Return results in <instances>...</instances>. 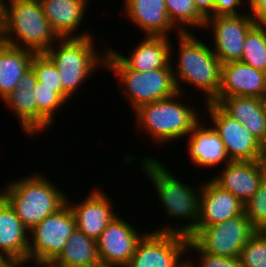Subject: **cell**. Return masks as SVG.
<instances>
[{
    "instance_id": "obj_1",
    "label": "cell",
    "mask_w": 266,
    "mask_h": 267,
    "mask_svg": "<svg viewBox=\"0 0 266 267\" xmlns=\"http://www.w3.org/2000/svg\"><path fill=\"white\" fill-rule=\"evenodd\" d=\"M140 170L151 181L157 193L158 201L166 212V217L187 220V224L171 225L153 229L157 232H172L187 235L188 237L196 230L199 219V196L201 186L196 187L182 182L173 175L164 162L150 156L142 157Z\"/></svg>"
},
{
    "instance_id": "obj_2",
    "label": "cell",
    "mask_w": 266,
    "mask_h": 267,
    "mask_svg": "<svg viewBox=\"0 0 266 267\" xmlns=\"http://www.w3.org/2000/svg\"><path fill=\"white\" fill-rule=\"evenodd\" d=\"M177 40L180 48L177 63L170 60V64L178 92L184 94L182 86L187 83L203 93V103L213 102L221 85V62L209 44L199 40L194 32L180 33Z\"/></svg>"
},
{
    "instance_id": "obj_3",
    "label": "cell",
    "mask_w": 266,
    "mask_h": 267,
    "mask_svg": "<svg viewBox=\"0 0 266 267\" xmlns=\"http://www.w3.org/2000/svg\"><path fill=\"white\" fill-rule=\"evenodd\" d=\"M187 94L177 92L174 96L138 106L135 115L136 128L149 135L154 143L187 139L194 126L203 118L193 105L182 100ZM182 101V102H181ZM185 136V137H184Z\"/></svg>"
},
{
    "instance_id": "obj_4",
    "label": "cell",
    "mask_w": 266,
    "mask_h": 267,
    "mask_svg": "<svg viewBox=\"0 0 266 267\" xmlns=\"http://www.w3.org/2000/svg\"><path fill=\"white\" fill-rule=\"evenodd\" d=\"M43 175V176H42ZM39 172L6 184L0 194L14 208L22 224L30 231L48 215L67 203V196Z\"/></svg>"
},
{
    "instance_id": "obj_5",
    "label": "cell",
    "mask_w": 266,
    "mask_h": 267,
    "mask_svg": "<svg viewBox=\"0 0 266 267\" xmlns=\"http://www.w3.org/2000/svg\"><path fill=\"white\" fill-rule=\"evenodd\" d=\"M58 39L39 0L5 1L4 25L0 33L2 42L45 53Z\"/></svg>"
},
{
    "instance_id": "obj_6",
    "label": "cell",
    "mask_w": 266,
    "mask_h": 267,
    "mask_svg": "<svg viewBox=\"0 0 266 267\" xmlns=\"http://www.w3.org/2000/svg\"><path fill=\"white\" fill-rule=\"evenodd\" d=\"M92 37L93 35L59 38L45 52L57 67L62 88L70 97L76 94L75 92L89 80L90 76L92 77L98 67L101 69L106 67L108 47L102 53H97L95 40Z\"/></svg>"
},
{
    "instance_id": "obj_7",
    "label": "cell",
    "mask_w": 266,
    "mask_h": 267,
    "mask_svg": "<svg viewBox=\"0 0 266 267\" xmlns=\"http://www.w3.org/2000/svg\"><path fill=\"white\" fill-rule=\"evenodd\" d=\"M105 69L118 77L117 83L132 111L142 104L163 100L178 92L171 67L145 72L131 70L108 48Z\"/></svg>"
},
{
    "instance_id": "obj_8",
    "label": "cell",
    "mask_w": 266,
    "mask_h": 267,
    "mask_svg": "<svg viewBox=\"0 0 266 267\" xmlns=\"http://www.w3.org/2000/svg\"><path fill=\"white\" fill-rule=\"evenodd\" d=\"M76 229L75 216L66 203L29 231L27 258L37 267H48L63 251Z\"/></svg>"
},
{
    "instance_id": "obj_9",
    "label": "cell",
    "mask_w": 266,
    "mask_h": 267,
    "mask_svg": "<svg viewBox=\"0 0 266 267\" xmlns=\"http://www.w3.org/2000/svg\"><path fill=\"white\" fill-rule=\"evenodd\" d=\"M256 231L244 211L226 221L196 229L189 239L206 253L239 258L241 250Z\"/></svg>"
},
{
    "instance_id": "obj_10",
    "label": "cell",
    "mask_w": 266,
    "mask_h": 267,
    "mask_svg": "<svg viewBox=\"0 0 266 267\" xmlns=\"http://www.w3.org/2000/svg\"><path fill=\"white\" fill-rule=\"evenodd\" d=\"M204 105L230 161L266 160V147L243 124L231 117L216 102H207Z\"/></svg>"
},
{
    "instance_id": "obj_11",
    "label": "cell",
    "mask_w": 266,
    "mask_h": 267,
    "mask_svg": "<svg viewBox=\"0 0 266 267\" xmlns=\"http://www.w3.org/2000/svg\"><path fill=\"white\" fill-rule=\"evenodd\" d=\"M188 241L184 234L147 230L126 267H187L182 257L188 252Z\"/></svg>"
},
{
    "instance_id": "obj_12",
    "label": "cell",
    "mask_w": 266,
    "mask_h": 267,
    "mask_svg": "<svg viewBox=\"0 0 266 267\" xmlns=\"http://www.w3.org/2000/svg\"><path fill=\"white\" fill-rule=\"evenodd\" d=\"M255 25L248 11L247 14L211 16L206 19L204 28L214 32L211 48L221 64L241 61L245 37Z\"/></svg>"
},
{
    "instance_id": "obj_13",
    "label": "cell",
    "mask_w": 266,
    "mask_h": 267,
    "mask_svg": "<svg viewBox=\"0 0 266 267\" xmlns=\"http://www.w3.org/2000/svg\"><path fill=\"white\" fill-rule=\"evenodd\" d=\"M117 216L108 224L96 240L98 256L101 264L126 267L138 241L147 232L137 230L132 223Z\"/></svg>"
},
{
    "instance_id": "obj_14",
    "label": "cell",
    "mask_w": 266,
    "mask_h": 267,
    "mask_svg": "<svg viewBox=\"0 0 266 267\" xmlns=\"http://www.w3.org/2000/svg\"><path fill=\"white\" fill-rule=\"evenodd\" d=\"M222 169L210 179L245 205L266 177V160L230 161Z\"/></svg>"
},
{
    "instance_id": "obj_15",
    "label": "cell",
    "mask_w": 266,
    "mask_h": 267,
    "mask_svg": "<svg viewBox=\"0 0 266 267\" xmlns=\"http://www.w3.org/2000/svg\"><path fill=\"white\" fill-rule=\"evenodd\" d=\"M71 200L72 198L67 196V203L75 216L77 229L95 241L113 218L118 215L113 208L112 200L103 193L101 188L99 190L96 187L93 188L92 192L77 204L76 201L73 203Z\"/></svg>"
},
{
    "instance_id": "obj_16",
    "label": "cell",
    "mask_w": 266,
    "mask_h": 267,
    "mask_svg": "<svg viewBox=\"0 0 266 267\" xmlns=\"http://www.w3.org/2000/svg\"><path fill=\"white\" fill-rule=\"evenodd\" d=\"M265 94L266 72L241 61H233L221 66V85L213 102L233 96L263 98Z\"/></svg>"
},
{
    "instance_id": "obj_17",
    "label": "cell",
    "mask_w": 266,
    "mask_h": 267,
    "mask_svg": "<svg viewBox=\"0 0 266 267\" xmlns=\"http://www.w3.org/2000/svg\"><path fill=\"white\" fill-rule=\"evenodd\" d=\"M199 219L196 229L226 221L244 212V204L230 191L216 185L211 179L201 183Z\"/></svg>"
},
{
    "instance_id": "obj_18",
    "label": "cell",
    "mask_w": 266,
    "mask_h": 267,
    "mask_svg": "<svg viewBox=\"0 0 266 267\" xmlns=\"http://www.w3.org/2000/svg\"><path fill=\"white\" fill-rule=\"evenodd\" d=\"M203 117L187 136L188 156L192 164L199 168L215 167L230 162L219 133L211 125L208 127ZM204 120V121H203ZM206 125V126H205Z\"/></svg>"
},
{
    "instance_id": "obj_19",
    "label": "cell",
    "mask_w": 266,
    "mask_h": 267,
    "mask_svg": "<svg viewBox=\"0 0 266 267\" xmlns=\"http://www.w3.org/2000/svg\"><path fill=\"white\" fill-rule=\"evenodd\" d=\"M123 12L144 36H166L172 31L180 32L169 20L164 0H124ZM170 32V33H169Z\"/></svg>"
},
{
    "instance_id": "obj_20",
    "label": "cell",
    "mask_w": 266,
    "mask_h": 267,
    "mask_svg": "<svg viewBox=\"0 0 266 267\" xmlns=\"http://www.w3.org/2000/svg\"><path fill=\"white\" fill-rule=\"evenodd\" d=\"M168 38L170 39V36H144V39L133 47L129 56L122 55L111 47L109 49L131 70L151 71L171 67L170 60L174 50Z\"/></svg>"
},
{
    "instance_id": "obj_21",
    "label": "cell",
    "mask_w": 266,
    "mask_h": 267,
    "mask_svg": "<svg viewBox=\"0 0 266 267\" xmlns=\"http://www.w3.org/2000/svg\"><path fill=\"white\" fill-rule=\"evenodd\" d=\"M45 17L59 38L91 36L89 31L76 34L80 29L89 0H39ZM85 15V16H84Z\"/></svg>"
},
{
    "instance_id": "obj_22",
    "label": "cell",
    "mask_w": 266,
    "mask_h": 267,
    "mask_svg": "<svg viewBox=\"0 0 266 267\" xmlns=\"http://www.w3.org/2000/svg\"><path fill=\"white\" fill-rule=\"evenodd\" d=\"M36 74L30 68L22 77L17 88L3 102L12 109L24 133L37 136V104L35 99Z\"/></svg>"
},
{
    "instance_id": "obj_23",
    "label": "cell",
    "mask_w": 266,
    "mask_h": 267,
    "mask_svg": "<svg viewBox=\"0 0 266 267\" xmlns=\"http://www.w3.org/2000/svg\"><path fill=\"white\" fill-rule=\"evenodd\" d=\"M218 104L266 147V109L262 98L225 97Z\"/></svg>"
},
{
    "instance_id": "obj_24",
    "label": "cell",
    "mask_w": 266,
    "mask_h": 267,
    "mask_svg": "<svg viewBox=\"0 0 266 267\" xmlns=\"http://www.w3.org/2000/svg\"><path fill=\"white\" fill-rule=\"evenodd\" d=\"M29 230L0 194V252L6 257L27 258Z\"/></svg>"
},
{
    "instance_id": "obj_25",
    "label": "cell",
    "mask_w": 266,
    "mask_h": 267,
    "mask_svg": "<svg viewBox=\"0 0 266 267\" xmlns=\"http://www.w3.org/2000/svg\"><path fill=\"white\" fill-rule=\"evenodd\" d=\"M35 52L8 45L0 40V97L13 92L23 75L31 68Z\"/></svg>"
},
{
    "instance_id": "obj_26",
    "label": "cell",
    "mask_w": 266,
    "mask_h": 267,
    "mask_svg": "<svg viewBox=\"0 0 266 267\" xmlns=\"http://www.w3.org/2000/svg\"><path fill=\"white\" fill-rule=\"evenodd\" d=\"M100 264L96 241L76 229L48 267H95Z\"/></svg>"
},
{
    "instance_id": "obj_27",
    "label": "cell",
    "mask_w": 266,
    "mask_h": 267,
    "mask_svg": "<svg viewBox=\"0 0 266 267\" xmlns=\"http://www.w3.org/2000/svg\"><path fill=\"white\" fill-rule=\"evenodd\" d=\"M169 20L180 33L193 28L204 29L206 19L198 12L194 0H164Z\"/></svg>"
},
{
    "instance_id": "obj_28",
    "label": "cell",
    "mask_w": 266,
    "mask_h": 267,
    "mask_svg": "<svg viewBox=\"0 0 266 267\" xmlns=\"http://www.w3.org/2000/svg\"><path fill=\"white\" fill-rule=\"evenodd\" d=\"M34 92L37 104V134H39L55 123L56 115L66 102L55 92V88L41 86L40 82H37Z\"/></svg>"
},
{
    "instance_id": "obj_29",
    "label": "cell",
    "mask_w": 266,
    "mask_h": 267,
    "mask_svg": "<svg viewBox=\"0 0 266 267\" xmlns=\"http://www.w3.org/2000/svg\"><path fill=\"white\" fill-rule=\"evenodd\" d=\"M241 62L266 72V26L255 25L247 33Z\"/></svg>"
},
{
    "instance_id": "obj_30",
    "label": "cell",
    "mask_w": 266,
    "mask_h": 267,
    "mask_svg": "<svg viewBox=\"0 0 266 267\" xmlns=\"http://www.w3.org/2000/svg\"><path fill=\"white\" fill-rule=\"evenodd\" d=\"M31 68L41 86L55 88V92L66 104L68 103L71 97L63 90L57 67L45 53H35L31 61Z\"/></svg>"
},
{
    "instance_id": "obj_31",
    "label": "cell",
    "mask_w": 266,
    "mask_h": 267,
    "mask_svg": "<svg viewBox=\"0 0 266 267\" xmlns=\"http://www.w3.org/2000/svg\"><path fill=\"white\" fill-rule=\"evenodd\" d=\"M241 267H266V238L257 230L240 253Z\"/></svg>"
},
{
    "instance_id": "obj_32",
    "label": "cell",
    "mask_w": 266,
    "mask_h": 267,
    "mask_svg": "<svg viewBox=\"0 0 266 267\" xmlns=\"http://www.w3.org/2000/svg\"><path fill=\"white\" fill-rule=\"evenodd\" d=\"M244 211L256 230L266 225V177L253 197L244 205Z\"/></svg>"
},
{
    "instance_id": "obj_33",
    "label": "cell",
    "mask_w": 266,
    "mask_h": 267,
    "mask_svg": "<svg viewBox=\"0 0 266 267\" xmlns=\"http://www.w3.org/2000/svg\"><path fill=\"white\" fill-rule=\"evenodd\" d=\"M187 250L196 251L199 256L198 265L195 260L186 259L187 267H240V259L233 257H223L219 255H212L201 250L191 239L187 244ZM193 261V262H192Z\"/></svg>"
},
{
    "instance_id": "obj_34",
    "label": "cell",
    "mask_w": 266,
    "mask_h": 267,
    "mask_svg": "<svg viewBox=\"0 0 266 267\" xmlns=\"http://www.w3.org/2000/svg\"><path fill=\"white\" fill-rule=\"evenodd\" d=\"M245 3L243 0H214V16L240 15L238 7Z\"/></svg>"
},
{
    "instance_id": "obj_35",
    "label": "cell",
    "mask_w": 266,
    "mask_h": 267,
    "mask_svg": "<svg viewBox=\"0 0 266 267\" xmlns=\"http://www.w3.org/2000/svg\"><path fill=\"white\" fill-rule=\"evenodd\" d=\"M256 25L266 26V0H245Z\"/></svg>"
},
{
    "instance_id": "obj_36",
    "label": "cell",
    "mask_w": 266,
    "mask_h": 267,
    "mask_svg": "<svg viewBox=\"0 0 266 267\" xmlns=\"http://www.w3.org/2000/svg\"><path fill=\"white\" fill-rule=\"evenodd\" d=\"M194 1L198 12L205 19L214 16V0H194Z\"/></svg>"
},
{
    "instance_id": "obj_37",
    "label": "cell",
    "mask_w": 266,
    "mask_h": 267,
    "mask_svg": "<svg viewBox=\"0 0 266 267\" xmlns=\"http://www.w3.org/2000/svg\"><path fill=\"white\" fill-rule=\"evenodd\" d=\"M34 263L28 258H19V257H6L1 263L0 267H26L27 264Z\"/></svg>"
},
{
    "instance_id": "obj_38",
    "label": "cell",
    "mask_w": 266,
    "mask_h": 267,
    "mask_svg": "<svg viewBox=\"0 0 266 267\" xmlns=\"http://www.w3.org/2000/svg\"><path fill=\"white\" fill-rule=\"evenodd\" d=\"M5 1L6 0H0V33L4 25Z\"/></svg>"
},
{
    "instance_id": "obj_39",
    "label": "cell",
    "mask_w": 266,
    "mask_h": 267,
    "mask_svg": "<svg viewBox=\"0 0 266 267\" xmlns=\"http://www.w3.org/2000/svg\"><path fill=\"white\" fill-rule=\"evenodd\" d=\"M259 231L264 235V237L266 238V225H264L261 229H259Z\"/></svg>"
},
{
    "instance_id": "obj_40",
    "label": "cell",
    "mask_w": 266,
    "mask_h": 267,
    "mask_svg": "<svg viewBox=\"0 0 266 267\" xmlns=\"http://www.w3.org/2000/svg\"><path fill=\"white\" fill-rule=\"evenodd\" d=\"M95 267H119V266H113V265H104V264H100L98 266Z\"/></svg>"
},
{
    "instance_id": "obj_41",
    "label": "cell",
    "mask_w": 266,
    "mask_h": 267,
    "mask_svg": "<svg viewBox=\"0 0 266 267\" xmlns=\"http://www.w3.org/2000/svg\"><path fill=\"white\" fill-rule=\"evenodd\" d=\"M6 258V256L0 252V263Z\"/></svg>"
},
{
    "instance_id": "obj_42",
    "label": "cell",
    "mask_w": 266,
    "mask_h": 267,
    "mask_svg": "<svg viewBox=\"0 0 266 267\" xmlns=\"http://www.w3.org/2000/svg\"><path fill=\"white\" fill-rule=\"evenodd\" d=\"M263 103H264V106H265V109H266V94L263 96Z\"/></svg>"
}]
</instances>
